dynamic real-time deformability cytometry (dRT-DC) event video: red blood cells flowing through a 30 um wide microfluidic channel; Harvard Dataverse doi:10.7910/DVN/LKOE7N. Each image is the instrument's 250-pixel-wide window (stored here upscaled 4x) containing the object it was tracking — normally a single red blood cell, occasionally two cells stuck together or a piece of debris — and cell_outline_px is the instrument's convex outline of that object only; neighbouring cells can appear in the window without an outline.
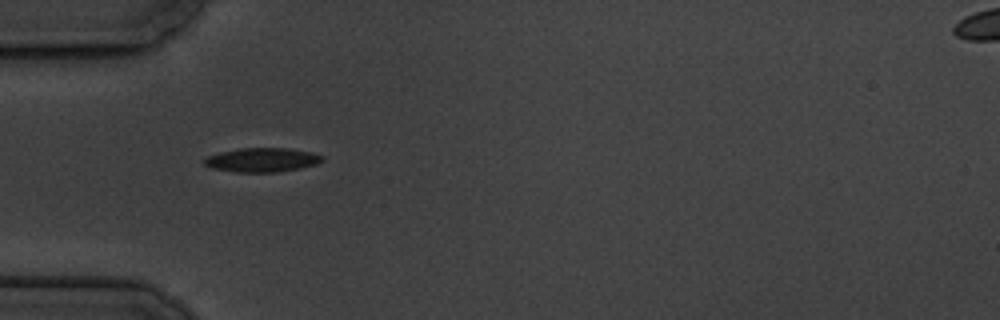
{"species": "common noctule bat (a hibernating species)", "species_latin": "Nyctalus noctula", "temperature_condition": "cold", "stored_images_in_passage": 8, "camera_frame_rate_fps": 3000, "um_per_image_px": 0.085, "animal": {"sex": "male", "body_mass_g": 19.5, "forearm_length_mm": 54.6}, "frame": {"image": 1, "passage_image": 1, "time_ms": 0.0, "image_size_px": [1000, 320], "cell_outline_px": [[324, 160], [316, 164], [300, 168], [276, 172], [236, 172], [212, 168], [204, 164], [204, 160], [208, 156], [220, 152], [240, 148], [288, 148], [312, 152], [324, 156]], "centroid_in_image_um": [22.3, 13.59], "position_along_channel_um": 62.7, "area_um2": 16.53}}
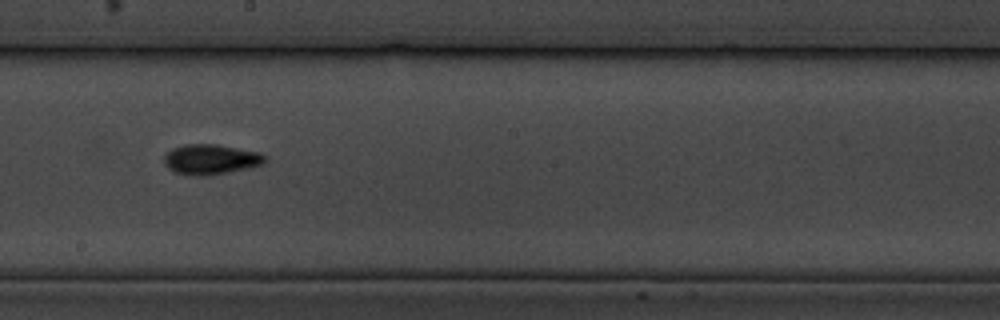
{"frame": {"image": 2, "passage_image": 5, "time_ms": 5.0, "image_size_px": [1000, 320], "cell_outline_px": [[268, 160], [264, 164], [228, 172], [204, 176], [196, 176], [176, 172], [168, 168], [164, 164], [164, 156], [172, 148], [184, 144], [216, 144], [260, 152]], "centroid_in_image_um": [17.92, 13.54], "position_along_channel_um": 230.3, "area_um2": 17.69}}
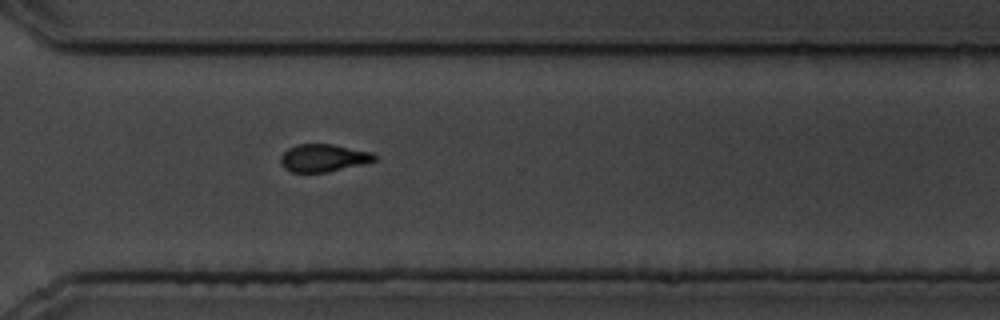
{"frame": {"image": 3, "passage_image": 8, "time_ms": 8.333, "image_size_px": [1000, 320], "cell_outline_px": [[376, 160], [364, 164], [328, 172], [292, 172], [284, 168], [280, 164], [280, 156], [288, 148], [296, 144], [332, 144], [372, 152], [376, 156]], "centroid_in_image_um": [27.47, 13.42], "position_along_channel_um": 343.1, "area_um2": 15.2}}